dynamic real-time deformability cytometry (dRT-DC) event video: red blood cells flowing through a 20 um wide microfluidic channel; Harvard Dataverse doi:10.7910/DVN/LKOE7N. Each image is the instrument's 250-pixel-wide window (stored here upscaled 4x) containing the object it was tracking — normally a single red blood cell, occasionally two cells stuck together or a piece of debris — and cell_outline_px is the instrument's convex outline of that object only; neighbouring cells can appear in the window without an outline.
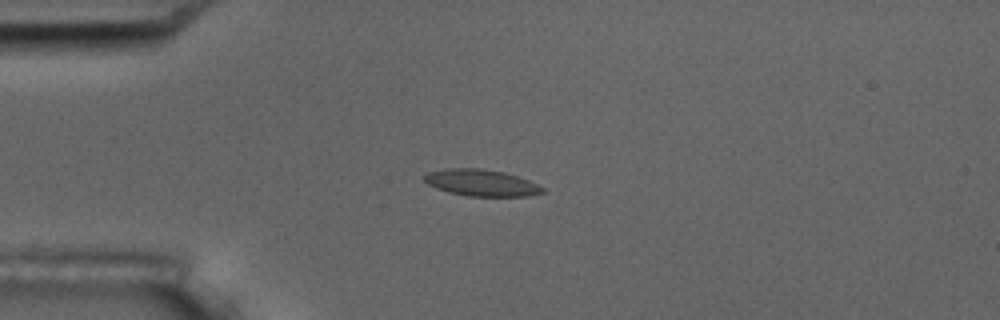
{"species": "common noctule bat (a hibernating species)", "species_latin": "Nyctalus noctula", "temperature_condition": "room temperature", "stored_images_in_passage": 10, "camera_frame_rate_fps": 3000, "um_per_image_px": 0.085, "animal": {"sex": "male", "body_mass_g": 17.5, "forearm_length_mm": 52.3}, "frame": {"image": 1, "passage_image": 5, "time_ms": 4.667, "image_size_px": [1000, 320], "cell_outline_px": [[544, 192], [528, 196], [468, 196], [448, 192], [436, 188], [428, 184], [424, 180], [424, 176], [428, 172], [444, 168], [480, 168], [504, 172], [528, 180], [544, 188]], "centroid_in_image_um": [40.88, 15.53], "position_along_channel_um": 44.1, "area_um2": 18.26}}
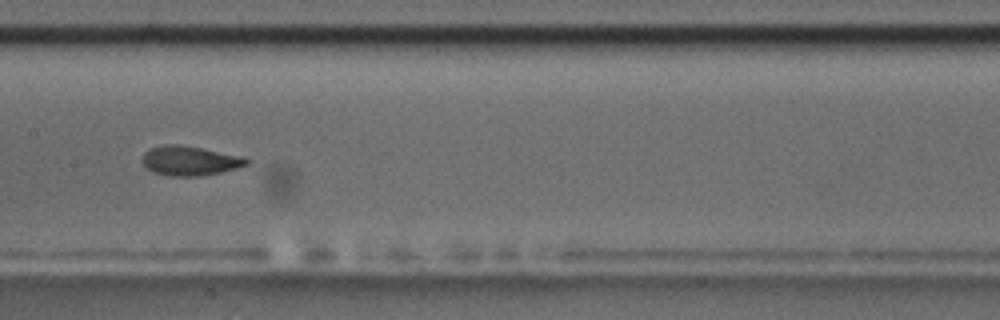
{"frame": {"image": 2, "passage_image": 9, "time_ms": 9.333, "image_size_px": [1000, 320], "cell_outline_px": [[252, 160], [248, 164], [236, 168], [220, 172], [196, 176], [168, 176], [156, 172], [148, 168], [140, 160], [144, 152], [148, 148], [164, 144], [180, 144], [244, 156]], "centroid_in_image_um": [16.14, 13.64], "position_along_channel_um": 191.3, "area_um2": 18.03}}